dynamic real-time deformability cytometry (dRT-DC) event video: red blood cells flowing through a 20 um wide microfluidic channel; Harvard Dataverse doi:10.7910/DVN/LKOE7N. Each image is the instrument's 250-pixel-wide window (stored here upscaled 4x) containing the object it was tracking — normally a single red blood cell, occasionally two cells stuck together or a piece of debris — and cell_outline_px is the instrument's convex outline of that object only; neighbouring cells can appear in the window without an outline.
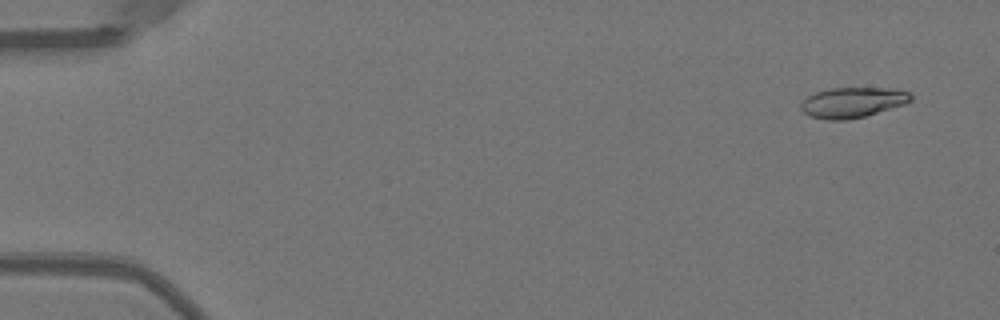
{"species": "Egyptian fruit bat (a non-hibernating species)", "species_latin": "Rousettus aegyptiacus", "temperature_condition": "warm", "stored_images_in_passage": 49, "camera_frame_rate_fps": 3000, "um_per_image_px": 0.085, "animal": {"sex": "female"}, "frame": {"image": 1, "passage_image": 3, "time_ms": 0.667, "image_size_px": [1000, 320], "cell_outline_px": [[912, 100], [904, 104], [864, 116], [848, 120], [828, 120], [808, 116], [800, 108], [800, 104], [808, 96], [816, 92], [828, 88], [896, 88], [912, 92]], "centroid_in_image_um": [72.48, 8.7], "position_along_channel_um": 12.5, "area_um2": 19.54}}
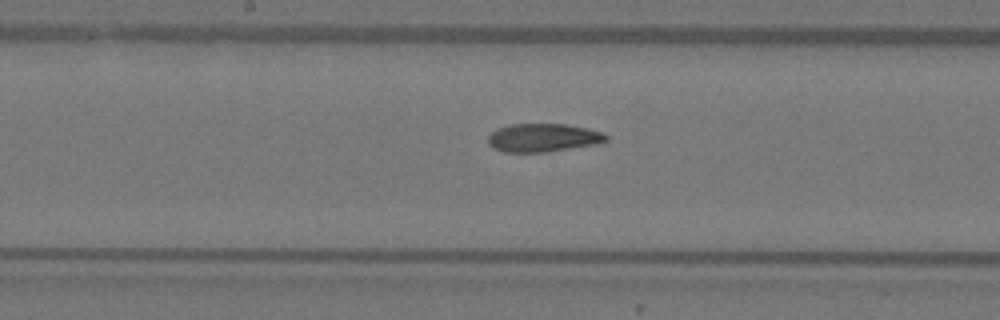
{"frame": {"image": 2, "passage_image": 27, "time_ms": 8.667, "image_size_px": [1000, 320], "cell_outline_px": [[608, 140], [592, 144], [544, 152], [504, 152], [492, 148], [488, 144], [488, 136], [496, 128], [508, 124], [564, 124], [604, 132], [608, 136]], "centroid_in_image_um": [46.09, 11.7], "position_along_channel_um": 202.1, "area_um2": 19.31}}
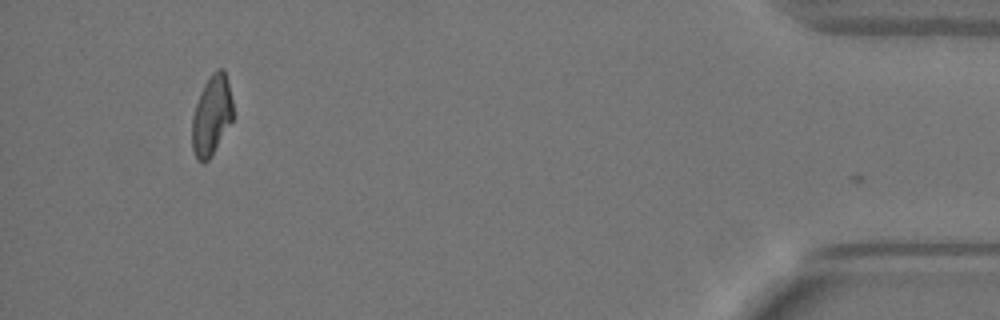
{"frame": {"image": 3, "passage_image": 48, "time_ms": 15.667, "image_size_px": [1000, 320], "cell_outline_px": [[232, 120], [208, 160], [204, 164], [196, 160], [192, 148], [192, 116], [200, 92], [204, 84], [212, 72], [216, 68], [224, 68], [228, 80], [232, 100]], "centroid_in_image_um": [17.97, 9.78], "position_along_channel_um": 417.2, "area_um2": 19.02}, "authors_computed_cell_mechanics": {"area_um2": 19.8832, "velocity_mm_per_s": 4.0283, "shape_relaxation_time_tau1_ms": 5.4411, "shape_relaxation_time_tau2_ms": 2.8018, "deformation_change_tau1": 0.1984, "deformation_change_tau2": 0.1027}}